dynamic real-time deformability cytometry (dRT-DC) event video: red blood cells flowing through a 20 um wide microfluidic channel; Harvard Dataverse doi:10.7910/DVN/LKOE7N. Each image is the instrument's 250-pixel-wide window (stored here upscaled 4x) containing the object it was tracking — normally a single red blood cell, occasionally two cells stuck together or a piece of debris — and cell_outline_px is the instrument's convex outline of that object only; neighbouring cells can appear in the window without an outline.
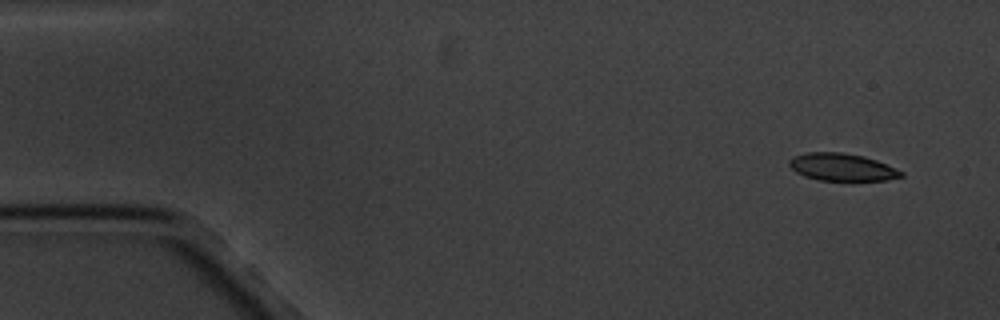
{"species": "common noctule bat (a hibernating species)", "species_latin": "Nyctalus noctula", "temperature_condition": "cold", "stored_images_in_passage": 6, "camera_frame_rate_fps": 3000, "um_per_image_px": 0.085, "animal": {"sex": "male", "body_mass_g": 20.1, "forearm_length_mm": 53.5}, "frame": {"image": 1, "passage_image": 1, "time_ms": 0.0, "image_size_px": [1000, 320], "cell_outline_px": [[904, 176], [888, 180], [820, 180], [804, 176], [796, 172], [788, 164], [788, 160], [792, 156], [808, 152], [840, 152], [864, 156], [876, 160], [904, 172]], "centroid_in_image_um": [71.55, 14.2], "position_along_channel_um": 13.4, "area_um2": 17.86}}
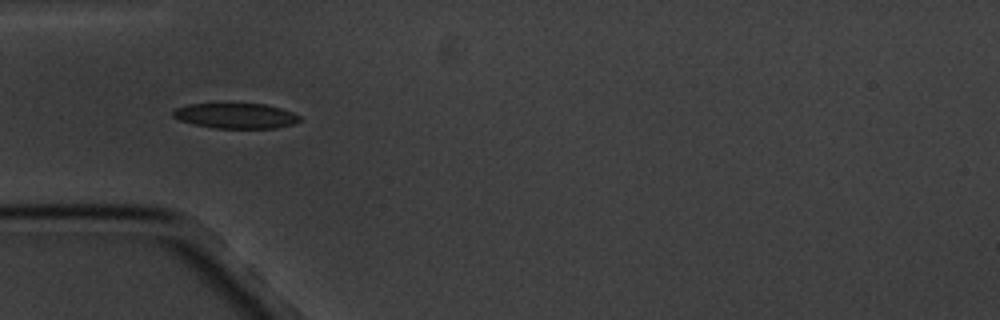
{"frame": {"image": 2, "passage_image": 5, "time_ms": 4.667, "image_size_px": [1000, 320], "cell_outline_px": [[300, 120], [292, 124], [276, 128], [216, 128], [192, 124], [180, 120], [172, 116], [172, 112], [176, 108], [188, 104], [264, 104], [280, 108], [292, 112], [300, 116]], "centroid_in_image_um": [20.02, 9.84], "position_along_channel_um": 65.0, "area_um2": 18.5}}
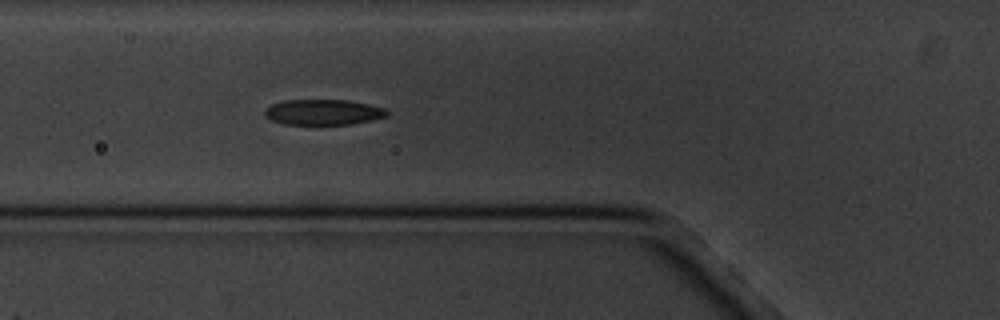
{"frame": {"image": 3, "passage_image": 6, "time_ms": 5.667, "image_size_px": [1000, 320], "cell_outline_px": [[388, 116], [372, 120], [352, 124], [284, 124], [272, 120], [264, 116], [264, 112], [272, 104], [284, 100], [344, 100], [368, 104], [388, 108]], "centroid_in_image_um": [27.51, 9.53], "position_along_channel_um": 98.3, "area_um2": 18.15}}